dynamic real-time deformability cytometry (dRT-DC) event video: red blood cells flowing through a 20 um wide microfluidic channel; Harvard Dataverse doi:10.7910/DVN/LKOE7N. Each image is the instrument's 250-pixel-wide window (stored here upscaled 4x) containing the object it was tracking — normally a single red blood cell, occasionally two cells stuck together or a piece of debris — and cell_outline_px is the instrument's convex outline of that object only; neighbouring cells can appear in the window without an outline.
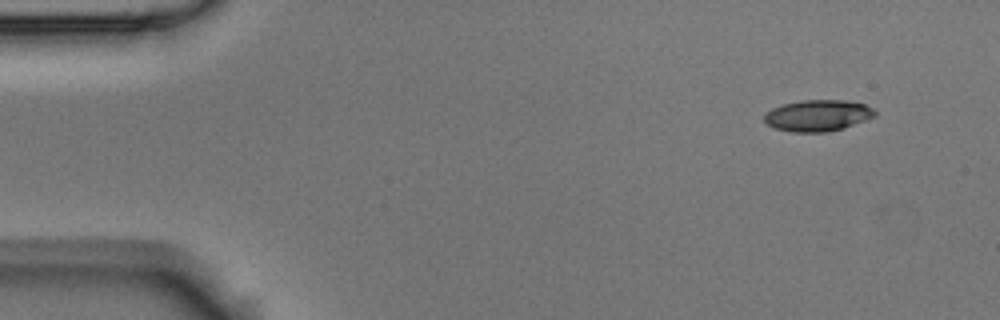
{"species": "Egyptian fruit bat (a non-hibernating species)", "species_latin": "Rousettus aegyptiacus", "temperature_condition": "room temperature", "stored_images_in_passage": 4, "camera_frame_rate_fps": 3000, "um_per_image_px": 0.085, "animal": {"sex": "male"}, "frame": {"image": 1, "passage_image": 1, "time_ms": 0.0, "image_size_px": [1000, 320], "cell_outline_px": [[876, 116], [828, 132], [792, 132], [776, 128], [768, 124], [764, 120], [764, 116], [772, 108], [784, 104], [800, 100], [844, 100], [864, 104], [872, 108], [876, 112]], "centroid_in_image_um": [69.5, 9.81], "position_along_channel_um": 15.5, "area_um2": 19.88}}
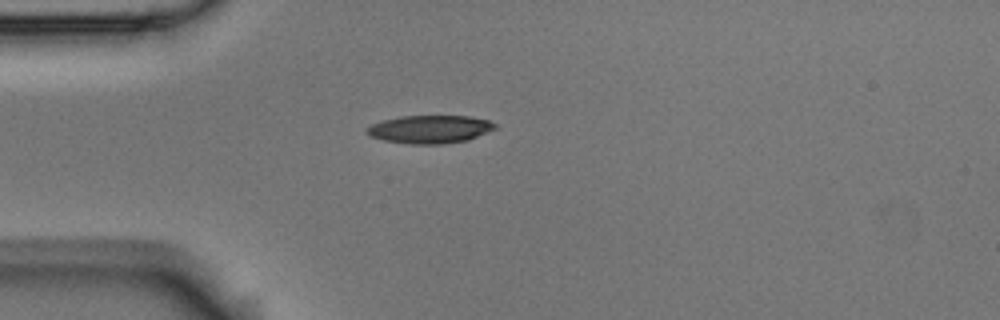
{"frame": {"image": 2, "passage_image": 3, "time_ms": 0.667, "image_size_px": [1000, 320], "cell_outline_px": [[496, 128], [468, 140], [440, 144], [412, 144], [384, 140], [368, 136], [364, 132], [372, 124], [384, 120], [400, 116], [468, 116], [488, 120], [496, 124]], "centroid_in_image_um": [36.52, 10.98], "position_along_channel_um": 48.5, "area_um2": 20.81}}